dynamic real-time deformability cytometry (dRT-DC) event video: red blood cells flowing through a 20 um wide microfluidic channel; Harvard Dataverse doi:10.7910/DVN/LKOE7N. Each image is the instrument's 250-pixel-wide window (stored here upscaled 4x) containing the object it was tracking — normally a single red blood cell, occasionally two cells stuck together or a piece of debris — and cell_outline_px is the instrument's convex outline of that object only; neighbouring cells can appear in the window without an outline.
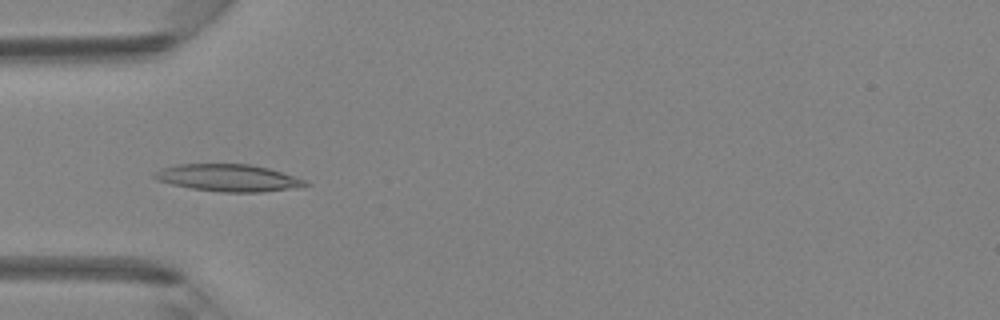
{"species": "Egyptian fruit bat (a non-hibernating species)", "species_latin": "Rousettus aegyptiacus", "temperature_condition": "room temperature", "stored_images_in_passage": 33, "camera_frame_rate_fps": 3000, "um_per_image_px": 0.085, "animal": {"sex": "female"}, "frame": {"image": 1, "passage_image": 2, "time_ms": 0.333, "image_size_px": [1000, 320], "cell_outline_px": [[312, 184], [288, 188], [260, 192], [220, 192], [192, 188], [172, 184], [156, 180], [152, 176], [160, 168], [176, 164], [252, 164], [268, 168], [304, 180]], "centroid_in_image_um": [19.33, 15.11], "position_along_channel_um": 65.7, "area_um2": 23.52}}
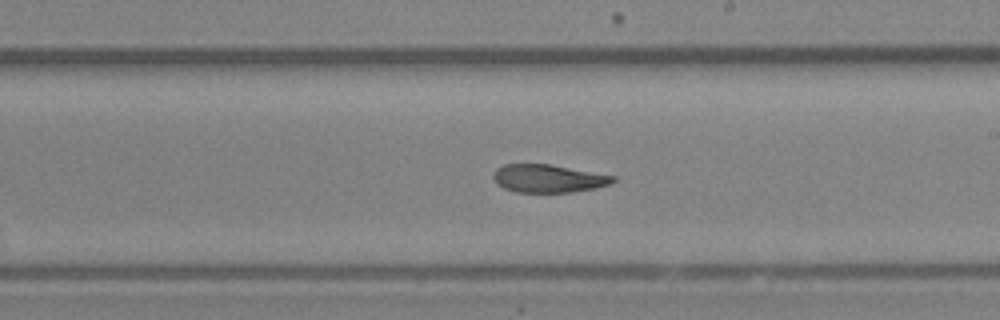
{"frame": {"image": 2, "passage_image": 14, "time_ms": 4.333, "image_size_px": [1000, 320], "cell_outline_px": [[616, 180], [612, 184], [596, 188], [572, 192], [516, 192], [504, 188], [492, 176], [496, 168], [504, 164], [552, 164], [616, 176]], "centroid_in_image_um": [46.66, 15.16], "position_along_channel_um": 242.3, "area_um2": 19.59}}
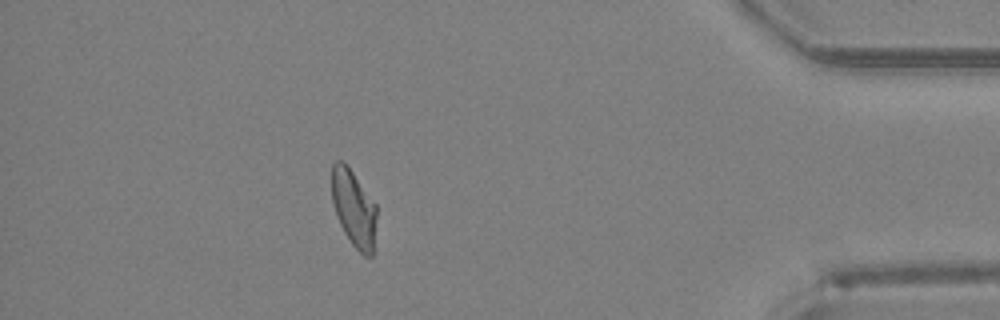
{"frame": {"image": 3, "passage_image": 28, "time_ms": 9.0, "image_size_px": [1000, 320], "cell_outline_px": [[376, 216], [372, 256], [364, 256], [352, 244], [344, 232], [336, 216], [332, 204], [332, 164], [336, 160], [340, 160], [352, 172], [376, 204]], "centroid_in_image_um": [30.05, 17.72], "position_along_channel_um": 405.1, "area_um2": 19.77}}